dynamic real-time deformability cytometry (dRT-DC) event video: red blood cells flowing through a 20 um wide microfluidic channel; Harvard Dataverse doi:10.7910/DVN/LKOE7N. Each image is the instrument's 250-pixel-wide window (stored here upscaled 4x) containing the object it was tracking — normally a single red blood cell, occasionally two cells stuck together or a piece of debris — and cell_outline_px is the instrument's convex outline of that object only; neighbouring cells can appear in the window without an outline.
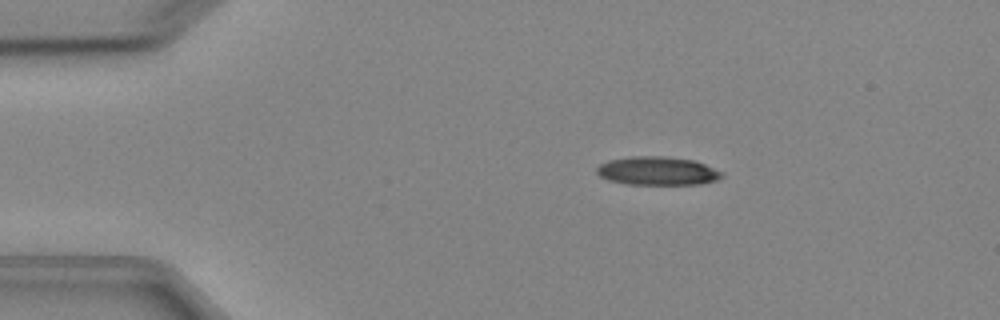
{"species": "Egyptian fruit bat (a non-hibernating species)", "species_latin": "Rousettus aegyptiacus", "temperature_condition": "cold", "stored_images_in_passage": 4, "camera_frame_rate_fps": 3000, "um_per_image_px": 0.085, "animal": {"sex": "female"}, "frame": {"image": 1, "passage_image": 3, "time_ms": 2.333, "image_size_px": [1000, 320], "cell_outline_px": [[724, 176], [716, 180], [700, 184], [628, 184], [608, 180], [600, 176], [596, 172], [596, 168], [600, 164], [608, 160], [632, 156], [664, 156], [696, 160], [724, 172]], "centroid_in_image_um": [55.91, 14.52], "position_along_channel_um": 29.1, "area_um2": 20.92}}